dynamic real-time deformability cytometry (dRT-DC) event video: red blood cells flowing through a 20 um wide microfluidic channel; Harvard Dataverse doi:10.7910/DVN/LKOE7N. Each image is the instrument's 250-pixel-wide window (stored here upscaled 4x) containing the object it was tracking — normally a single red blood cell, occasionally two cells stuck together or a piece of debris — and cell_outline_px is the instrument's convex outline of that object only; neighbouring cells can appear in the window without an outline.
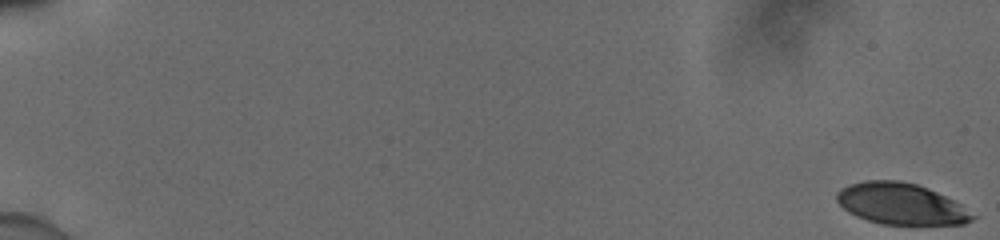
{"species": "human", "species_latin": "Homo sapiens", "temperature_condition": "cold", "stored_images_in_passage": 42, "camera_frame_rate_fps": 3000, "um_per_image_px": 0.085, "donor": {"sex": "male"}, "frame": {"image": 1, "passage_image": 1, "time_ms": 0.0, "image_size_px": [1000, 240], "cell_outline_px": [[980, 216], [964, 224], [884, 224], [868, 220], [856, 216], [848, 212], [836, 200], [836, 192], [840, 188], [848, 184], [864, 180], [900, 180], [916, 184], [928, 188], [960, 204]], "centroid_in_image_um": [76.58, 17.32], "position_along_channel_um": 8.4, "area_um2": 32.77}}